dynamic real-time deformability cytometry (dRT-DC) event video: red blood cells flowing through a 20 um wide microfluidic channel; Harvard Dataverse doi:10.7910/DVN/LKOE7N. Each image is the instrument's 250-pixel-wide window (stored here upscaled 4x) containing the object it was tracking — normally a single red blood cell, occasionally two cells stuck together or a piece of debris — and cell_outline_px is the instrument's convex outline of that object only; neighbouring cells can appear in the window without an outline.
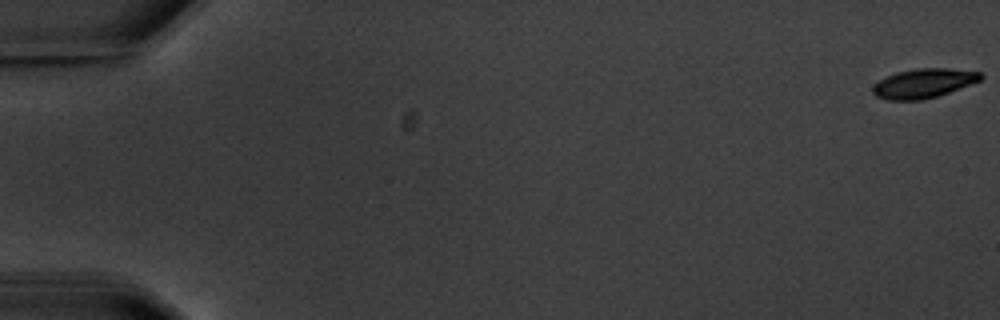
{"species": "common noctule bat (a hibernating species)", "species_latin": "Nyctalus noctula", "temperature_condition": "warm", "stored_images_in_passage": 4, "camera_frame_rate_fps": 3000, "um_per_image_px": 0.085, "animal": {"sex": "male", "body_mass_g": 20.1, "forearm_length_mm": 53.5}, "frame": {"image": 1, "passage_image": 1, "time_ms": 0.0, "image_size_px": [1000, 320], "cell_outline_px": [[984, 76], [980, 80], [948, 92], [936, 96], [920, 100], [884, 100], [876, 96], [872, 92], [872, 88], [880, 80], [896, 72], [916, 68], [948, 68], [980, 72]], "centroid_in_image_um": [78.48, 7.08], "position_along_channel_um": 6.5, "area_um2": 18.21}}